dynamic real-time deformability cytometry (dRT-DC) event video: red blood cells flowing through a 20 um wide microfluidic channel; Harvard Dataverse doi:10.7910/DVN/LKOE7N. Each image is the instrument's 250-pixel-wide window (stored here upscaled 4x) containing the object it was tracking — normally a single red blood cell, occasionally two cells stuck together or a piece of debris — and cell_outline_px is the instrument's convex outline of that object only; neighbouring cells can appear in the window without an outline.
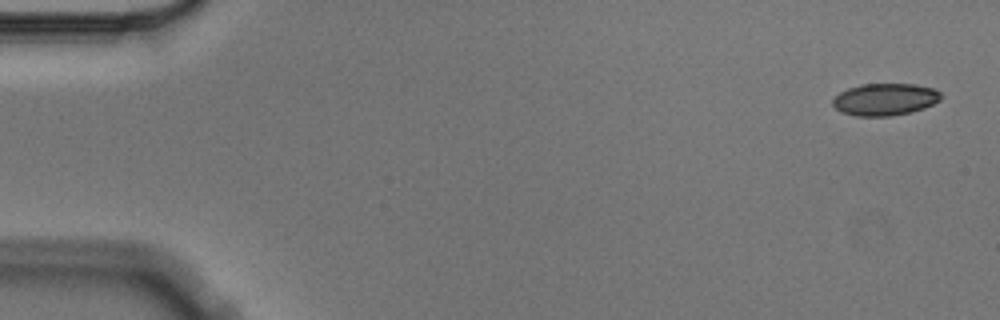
{"species": "Egyptian fruit bat (a non-hibernating species)", "species_latin": "Rousettus aegyptiacus", "temperature_condition": "cold", "stored_images_in_passage": 5, "camera_frame_rate_fps": 3000, "um_per_image_px": 0.085, "animal": {"sex": "male"}, "frame": {"image": 1, "passage_image": 1, "time_ms": 0.0, "image_size_px": [1000, 320], "cell_outline_px": [[944, 96], [940, 100], [924, 108], [912, 112], [892, 116], [856, 116], [840, 112], [832, 104], [832, 100], [840, 92], [848, 88], [860, 84], [916, 84], [932, 88], [940, 92]], "centroid_in_image_um": [75.23, 8.45], "position_along_channel_um": 9.8, "area_um2": 20.4}}
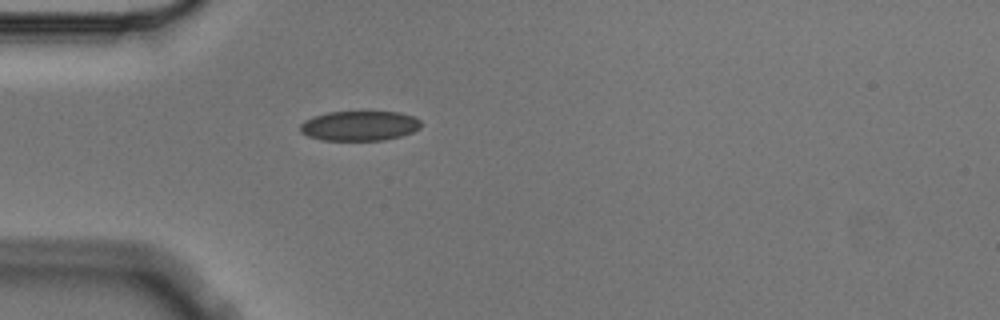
{"frame": {"image": 2, "passage_image": 5, "time_ms": 1.333, "image_size_px": [1000, 320], "cell_outline_px": [[420, 128], [412, 132], [400, 136], [384, 140], [320, 140], [308, 136], [300, 132], [300, 124], [304, 120], [312, 116], [328, 112], [400, 112], [412, 116], [420, 120]], "centroid_in_image_um": [30.52, 10.69], "position_along_channel_um": 54.5, "area_um2": 21.04}}